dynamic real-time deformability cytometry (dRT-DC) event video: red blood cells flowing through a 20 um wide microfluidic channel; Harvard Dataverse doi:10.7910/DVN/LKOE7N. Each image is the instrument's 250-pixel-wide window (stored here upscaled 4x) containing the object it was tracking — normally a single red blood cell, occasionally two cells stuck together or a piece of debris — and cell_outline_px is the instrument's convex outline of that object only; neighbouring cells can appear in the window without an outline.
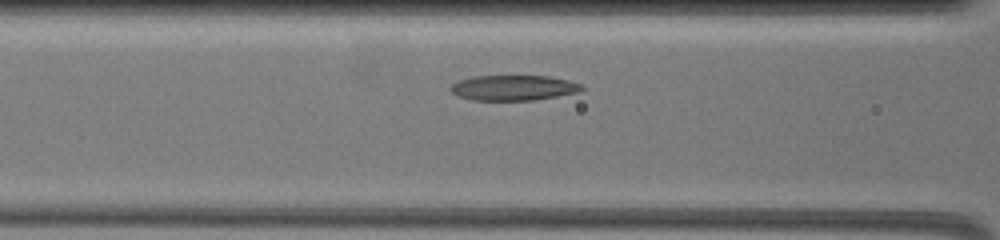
{"species": "common noctule bat (a hibernating species)", "species_latin": "Nyctalus noctula", "temperature_condition": "warm", "stored_images_in_passage": 19, "camera_frame_rate_fps": 3000, "um_per_image_px": 0.085, "animal": {"sex": "female", "body_mass_g": 19.5, "forearm_length_mm": 54.1}, "frame": {"image": 1, "passage_image": 5, "time_ms": 2.667, "image_size_px": [1000, 240], "cell_outline_px": [[584, 88], [580, 92], [536, 100], [472, 100], [456, 96], [448, 88], [452, 84], [460, 80], [472, 76], [548, 76], [568, 80], [580, 84]], "centroid_in_image_um": [43.63, 7.47], "position_along_channel_um": 123.0, "area_um2": 19.42}}
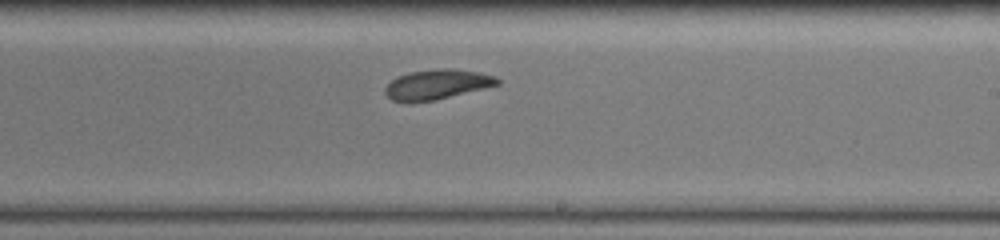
{"frame": {"image": 2, "passage_image": 11, "time_ms": 6.333, "image_size_px": [1000, 240], "cell_outline_px": [[500, 84], [436, 100], [408, 104], [392, 100], [384, 92], [384, 88], [396, 76], [408, 72], [436, 68], [452, 68], [480, 72], [496, 76], [500, 80]], "centroid_in_image_um": [37.12, 7.18], "position_along_channel_um": 251.9, "area_um2": 20.0}}
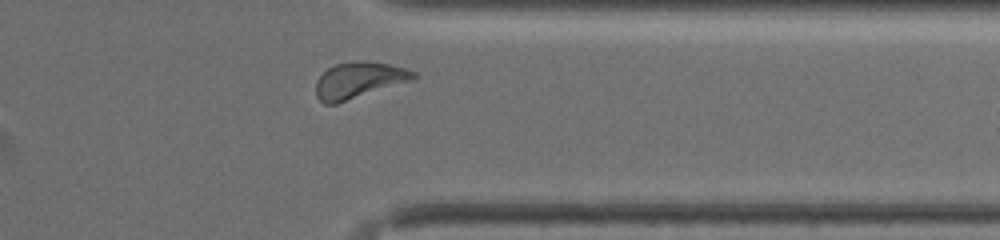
{"frame": {"image": 3, "passage_image": 17, "time_ms": 10.0, "image_size_px": [1000, 240], "cell_outline_px": [[416, 76], [412, 80], [336, 104], [324, 104], [316, 96], [316, 80], [328, 68], [336, 64], [388, 64], [404, 68], [416, 72]], "centroid_in_image_um": [30.46, 6.88], "position_along_channel_um": 380.9, "area_um2": 19.59}, "authors_computed_cell_mechanics": {"area_um2": 19.5942, "velocity_mm_per_s": 3.524, "shape_relaxation_time_tau1_ms": 4.4278, "shape_relaxation_time_tau2_ms": 5.3914, "deformation_change_tau1": 0.1501, "deformation_change_tau2": 0.1359}}